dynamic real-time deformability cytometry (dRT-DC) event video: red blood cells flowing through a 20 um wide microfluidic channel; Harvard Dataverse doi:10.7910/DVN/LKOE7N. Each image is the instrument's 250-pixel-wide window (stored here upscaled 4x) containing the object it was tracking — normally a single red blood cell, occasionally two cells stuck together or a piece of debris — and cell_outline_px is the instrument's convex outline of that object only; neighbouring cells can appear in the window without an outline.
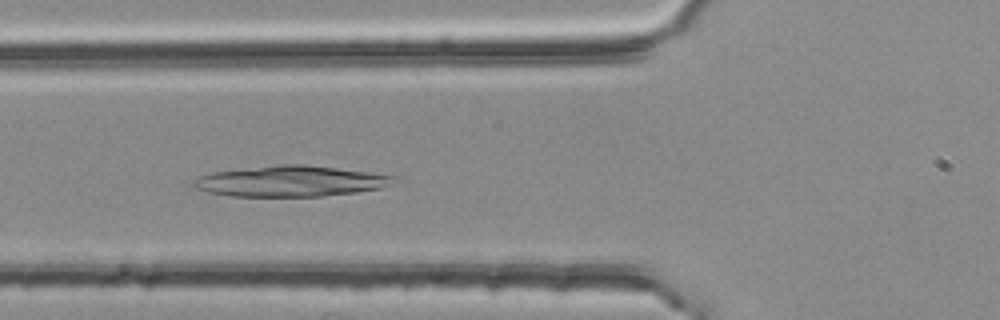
{"species": "common noctule bat (a hibernating species)", "species_latin": "Nyctalus noctula", "temperature_condition": "room temperature", "stored_images_in_passage": 27, "camera_frame_rate_fps": 3000, "um_per_image_px": 0.085, "animal": {"sex": "female", "body_mass_g": 25.1}, "frame": {"image": 1, "passage_image": 6, "time_ms": 1.667, "image_size_px": [1000, 320], "cell_outline_px": [[404, 176], [380, 188], [356, 192], [320, 196], [232, 196], [208, 192], [192, 188], [192, 180], [200, 176], [212, 172], [280, 164], [304, 164]], "centroid_in_image_um": [24.71, 15.39], "position_along_channel_um": 101.1, "area_um2": 36.01}}
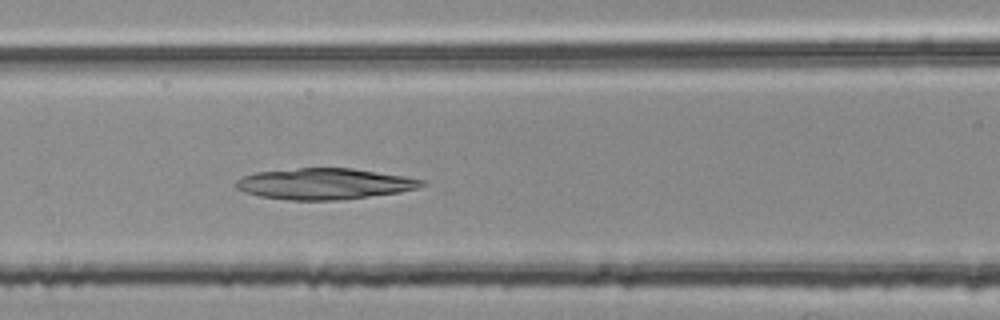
{"frame": {"image": 2, "passage_image": 9, "time_ms": 2.667, "image_size_px": [1000, 320], "cell_outline_px": [[428, 184], [420, 188], [400, 192], [336, 200], [288, 200], [260, 196], [244, 192], [236, 188], [236, 180], [244, 176], [256, 172], [296, 168], [352, 168], [404, 176], [428, 180]], "centroid_in_image_um": [27.62, 15.62], "position_along_channel_um": 139.0, "area_um2": 33.7}}
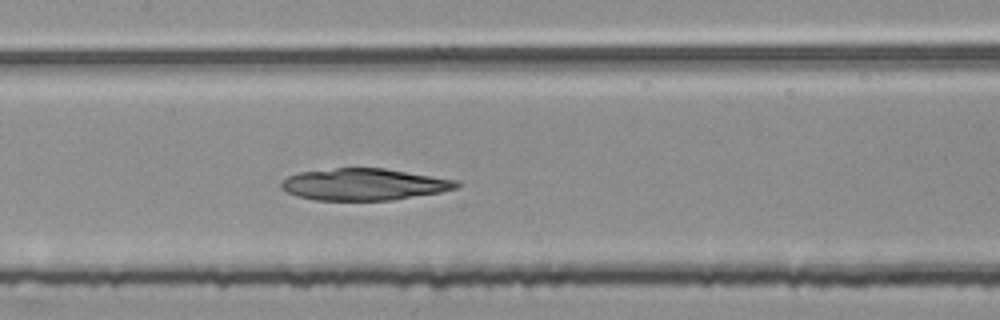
{"frame": {"image": 3, "passage_image": 12, "time_ms": 3.667, "image_size_px": [1000, 320], "cell_outline_px": [[464, 184], [460, 188], [440, 192], [392, 200], [316, 200], [296, 196], [280, 188], [280, 184], [288, 176], [300, 172], [336, 168], [384, 168], [460, 180]], "centroid_in_image_um": [31.01, 15.67], "position_along_channel_um": 176.4, "area_um2": 32.66}}